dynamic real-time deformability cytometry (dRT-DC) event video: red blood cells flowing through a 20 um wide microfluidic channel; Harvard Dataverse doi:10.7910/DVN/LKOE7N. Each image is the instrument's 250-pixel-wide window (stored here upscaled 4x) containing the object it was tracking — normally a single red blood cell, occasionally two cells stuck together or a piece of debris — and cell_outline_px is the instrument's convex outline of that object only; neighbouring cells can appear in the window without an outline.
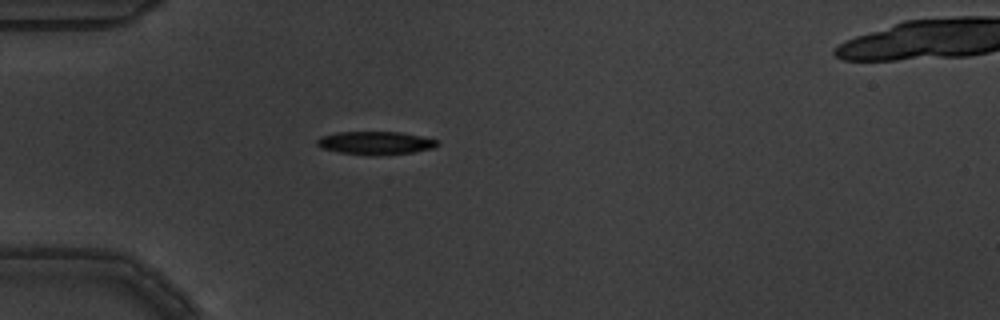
{"species": "common noctule bat (a hibernating species)", "species_latin": "Nyctalus noctula", "temperature_condition": "warm", "stored_images_in_passage": 3, "camera_frame_rate_fps": 3000, "um_per_image_px": 0.085, "animal": {"sex": "male", "body_mass_g": 19.5, "forearm_length_mm": 54.6}, "frame": {"image": 1, "passage_image": 3, "time_ms": 0.667, "image_size_px": [1000, 320], "cell_outline_px": [[440, 144], [432, 148], [412, 152], [376, 156], [368, 156], [340, 152], [320, 148], [316, 144], [316, 140], [320, 136], [336, 132], [400, 132], [420, 136], [436, 140]], "centroid_in_image_um": [31.85, 12.16], "position_along_channel_um": 53.1, "area_um2": 16.3}}